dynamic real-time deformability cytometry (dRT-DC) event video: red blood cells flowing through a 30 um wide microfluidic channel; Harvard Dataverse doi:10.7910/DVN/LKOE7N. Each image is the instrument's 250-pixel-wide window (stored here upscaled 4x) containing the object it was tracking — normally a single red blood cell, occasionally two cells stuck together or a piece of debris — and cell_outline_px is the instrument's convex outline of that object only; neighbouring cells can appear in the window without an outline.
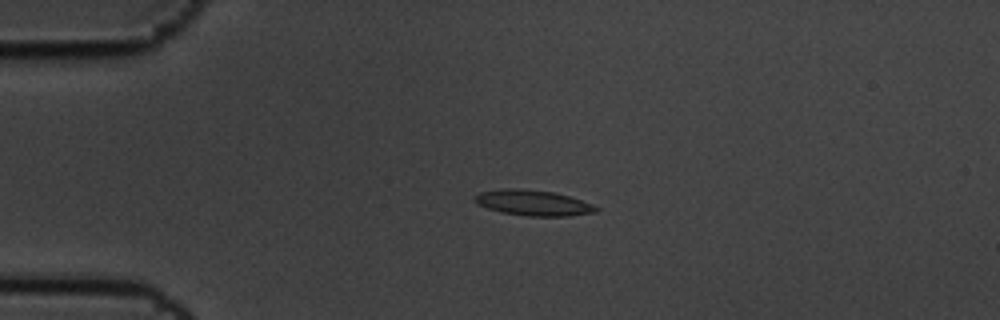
{"species": "common noctule bat (a hibernating species)", "species_latin": "Nyctalus noctula", "temperature_condition": "cold", "stored_images_in_passage": 3, "camera_frame_rate_fps": 3000, "um_per_image_px": 0.085, "animal": {"sex": "male", "body_mass_g": 19.5, "forearm_length_mm": 54.6}, "frame": {"image": 1, "passage_image": 2, "time_ms": 0.333, "image_size_px": [1000, 320], "cell_outline_px": [[600, 208], [596, 212], [568, 216], [528, 216], [500, 212], [476, 204], [472, 200], [472, 196], [480, 192], [500, 188], [516, 188], [552, 192], [568, 196], [592, 204]], "centroid_in_image_um": [45.25, 17.24], "position_along_channel_um": 39.8, "area_um2": 18.15}}